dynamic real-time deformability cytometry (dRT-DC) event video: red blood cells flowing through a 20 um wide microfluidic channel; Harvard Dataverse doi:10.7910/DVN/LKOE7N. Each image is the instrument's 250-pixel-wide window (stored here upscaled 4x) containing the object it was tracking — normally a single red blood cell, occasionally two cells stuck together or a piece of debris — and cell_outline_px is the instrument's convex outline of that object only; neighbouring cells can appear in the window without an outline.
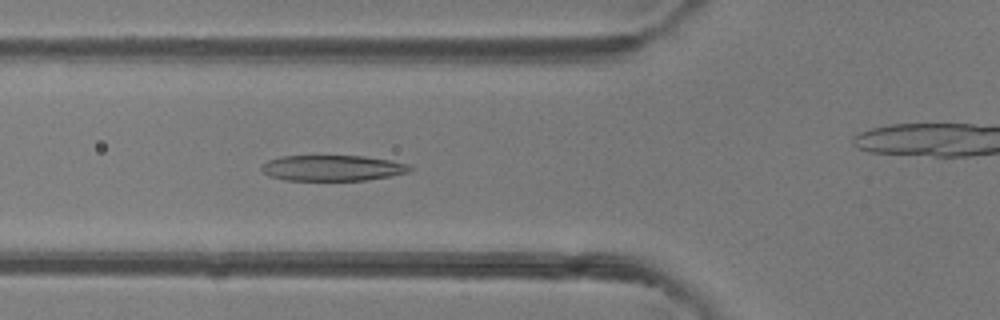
{"species": "common noctule bat (a hibernating species)", "species_latin": "Nyctalus noctula", "temperature_condition": "room temperature", "stored_images_in_passage": 45, "camera_frame_rate_fps": 3000, "um_per_image_px": 0.085, "animal": {"sex": "female"}, "frame": {"image": 1, "passage_image": 13, "time_ms": 4.0, "image_size_px": [1000, 320], "cell_outline_px": [[412, 168], [408, 172], [392, 176], [364, 180], [284, 180], [268, 176], [260, 168], [260, 164], [268, 160], [284, 156], [364, 156], [388, 160], [408, 164]], "centroid_in_image_um": [28.22, 14.28], "position_along_channel_um": 97.6, "area_um2": 22.2}}
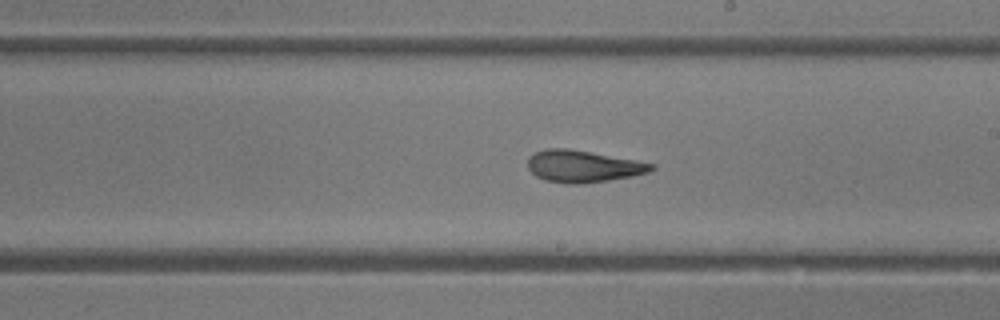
{"frame": {"image": 2, "passage_image": 23, "time_ms": 7.333, "image_size_px": [1000, 320], "cell_outline_px": [[656, 168], [648, 172], [632, 176], [584, 184], [568, 184], [544, 180], [536, 176], [528, 168], [528, 156], [544, 148], [568, 148], [636, 160], [656, 164]], "centroid_in_image_um": [49.55, 14.13], "position_along_channel_um": 239.5, "area_um2": 23.12}}
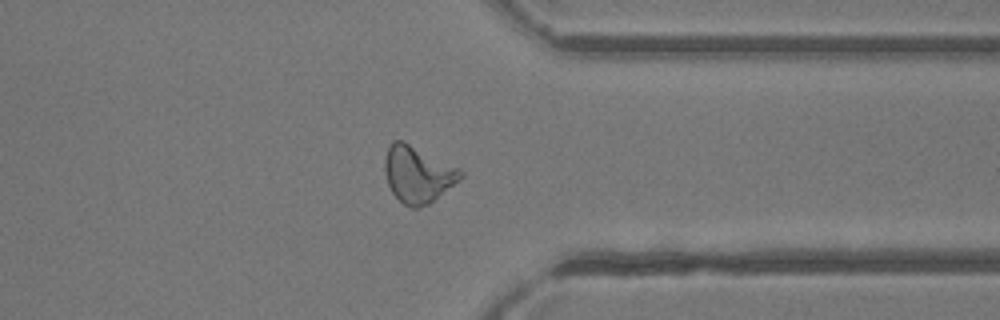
{"frame": {"image": 3, "passage_image": 33, "time_ms": 10.667, "image_size_px": [1000, 320], "cell_outline_px": [[464, 176], [460, 180], [428, 204], [420, 208], [412, 208], [404, 204], [392, 192], [388, 184], [384, 172], [384, 160], [388, 148], [392, 140], [404, 140], [460, 168], [464, 172]], "centroid_in_image_um": [35.52, 14.79], "position_along_channel_um": 375.9, "area_um2": 25.14}, "authors_computed_cell_mechanics": {"area_um2": 23.9292, "velocity_mm_per_s": 4.2335, "shape_relaxation_time_tau1_ms": 5.9796, "shape_relaxation_time_tau2_ms": 2.3059, "deformation_change_tau1": 0.2136, "deformation_change_tau2": 0.1195}}